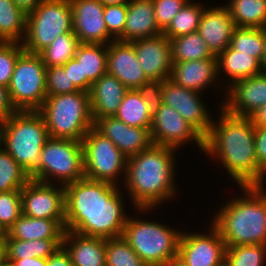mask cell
Here are the masks:
<instances>
[{"label":"cell","instance_id":"cell-21","mask_svg":"<svg viewBox=\"0 0 266 266\" xmlns=\"http://www.w3.org/2000/svg\"><path fill=\"white\" fill-rule=\"evenodd\" d=\"M236 25L224 5L204 9L197 32L206 42L214 56H218L230 46Z\"/></svg>","mask_w":266,"mask_h":266},{"label":"cell","instance_id":"cell-23","mask_svg":"<svg viewBox=\"0 0 266 266\" xmlns=\"http://www.w3.org/2000/svg\"><path fill=\"white\" fill-rule=\"evenodd\" d=\"M172 63L170 79L186 89L201 93L217 80V56Z\"/></svg>","mask_w":266,"mask_h":266},{"label":"cell","instance_id":"cell-49","mask_svg":"<svg viewBox=\"0 0 266 266\" xmlns=\"http://www.w3.org/2000/svg\"><path fill=\"white\" fill-rule=\"evenodd\" d=\"M248 117L254 127H266V104L257 108Z\"/></svg>","mask_w":266,"mask_h":266},{"label":"cell","instance_id":"cell-32","mask_svg":"<svg viewBox=\"0 0 266 266\" xmlns=\"http://www.w3.org/2000/svg\"><path fill=\"white\" fill-rule=\"evenodd\" d=\"M229 3L226 7L236 27H266V0H230Z\"/></svg>","mask_w":266,"mask_h":266},{"label":"cell","instance_id":"cell-46","mask_svg":"<svg viewBox=\"0 0 266 266\" xmlns=\"http://www.w3.org/2000/svg\"><path fill=\"white\" fill-rule=\"evenodd\" d=\"M64 69L68 72L70 81H73L75 87L86 92V77H82V70L79 61L74 57L68 60L64 65Z\"/></svg>","mask_w":266,"mask_h":266},{"label":"cell","instance_id":"cell-51","mask_svg":"<svg viewBox=\"0 0 266 266\" xmlns=\"http://www.w3.org/2000/svg\"><path fill=\"white\" fill-rule=\"evenodd\" d=\"M43 0H13L26 14L32 12Z\"/></svg>","mask_w":266,"mask_h":266},{"label":"cell","instance_id":"cell-58","mask_svg":"<svg viewBox=\"0 0 266 266\" xmlns=\"http://www.w3.org/2000/svg\"><path fill=\"white\" fill-rule=\"evenodd\" d=\"M0 237H6V231L0 225Z\"/></svg>","mask_w":266,"mask_h":266},{"label":"cell","instance_id":"cell-53","mask_svg":"<svg viewBox=\"0 0 266 266\" xmlns=\"http://www.w3.org/2000/svg\"><path fill=\"white\" fill-rule=\"evenodd\" d=\"M102 5L128 4L131 0H98Z\"/></svg>","mask_w":266,"mask_h":266},{"label":"cell","instance_id":"cell-44","mask_svg":"<svg viewBox=\"0 0 266 266\" xmlns=\"http://www.w3.org/2000/svg\"><path fill=\"white\" fill-rule=\"evenodd\" d=\"M189 0H152L155 20L163 31Z\"/></svg>","mask_w":266,"mask_h":266},{"label":"cell","instance_id":"cell-41","mask_svg":"<svg viewBox=\"0 0 266 266\" xmlns=\"http://www.w3.org/2000/svg\"><path fill=\"white\" fill-rule=\"evenodd\" d=\"M24 51L22 43L0 41V85L8 88L16 61Z\"/></svg>","mask_w":266,"mask_h":266},{"label":"cell","instance_id":"cell-16","mask_svg":"<svg viewBox=\"0 0 266 266\" xmlns=\"http://www.w3.org/2000/svg\"><path fill=\"white\" fill-rule=\"evenodd\" d=\"M107 73L129 90L154 88L146 78L131 42L113 40L107 44Z\"/></svg>","mask_w":266,"mask_h":266},{"label":"cell","instance_id":"cell-39","mask_svg":"<svg viewBox=\"0 0 266 266\" xmlns=\"http://www.w3.org/2000/svg\"><path fill=\"white\" fill-rule=\"evenodd\" d=\"M225 260L230 266H263L266 245L247 244L226 248Z\"/></svg>","mask_w":266,"mask_h":266},{"label":"cell","instance_id":"cell-20","mask_svg":"<svg viewBox=\"0 0 266 266\" xmlns=\"http://www.w3.org/2000/svg\"><path fill=\"white\" fill-rule=\"evenodd\" d=\"M94 128L109 138L127 158L152 145L150 131L147 128L129 126L114 116L97 119Z\"/></svg>","mask_w":266,"mask_h":266},{"label":"cell","instance_id":"cell-47","mask_svg":"<svg viewBox=\"0 0 266 266\" xmlns=\"http://www.w3.org/2000/svg\"><path fill=\"white\" fill-rule=\"evenodd\" d=\"M47 266H73V264L68 252L61 246L47 258Z\"/></svg>","mask_w":266,"mask_h":266},{"label":"cell","instance_id":"cell-11","mask_svg":"<svg viewBox=\"0 0 266 266\" xmlns=\"http://www.w3.org/2000/svg\"><path fill=\"white\" fill-rule=\"evenodd\" d=\"M82 146L85 178L117 185V177L126 172L127 157L94 127L82 139Z\"/></svg>","mask_w":266,"mask_h":266},{"label":"cell","instance_id":"cell-37","mask_svg":"<svg viewBox=\"0 0 266 266\" xmlns=\"http://www.w3.org/2000/svg\"><path fill=\"white\" fill-rule=\"evenodd\" d=\"M29 174L4 149H0V192L21 190L29 181Z\"/></svg>","mask_w":266,"mask_h":266},{"label":"cell","instance_id":"cell-4","mask_svg":"<svg viewBox=\"0 0 266 266\" xmlns=\"http://www.w3.org/2000/svg\"><path fill=\"white\" fill-rule=\"evenodd\" d=\"M244 196L232 198L214 215L212 225L226 247L266 245V191L264 185L240 186Z\"/></svg>","mask_w":266,"mask_h":266},{"label":"cell","instance_id":"cell-54","mask_svg":"<svg viewBox=\"0 0 266 266\" xmlns=\"http://www.w3.org/2000/svg\"><path fill=\"white\" fill-rule=\"evenodd\" d=\"M5 257V237H0V261Z\"/></svg>","mask_w":266,"mask_h":266},{"label":"cell","instance_id":"cell-38","mask_svg":"<svg viewBox=\"0 0 266 266\" xmlns=\"http://www.w3.org/2000/svg\"><path fill=\"white\" fill-rule=\"evenodd\" d=\"M106 266H148L121 237L106 239Z\"/></svg>","mask_w":266,"mask_h":266},{"label":"cell","instance_id":"cell-43","mask_svg":"<svg viewBox=\"0 0 266 266\" xmlns=\"http://www.w3.org/2000/svg\"><path fill=\"white\" fill-rule=\"evenodd\" d=\"M103 15L108 34L111 38L124 42L127 4L104 5Z\"/></svg>","mask_w":266,"mask_h":266},{"label":"cell","instance_id":"cell-27","mask_svg":"<svg viewBox=\"0 0 266 266\" xmlns=\"http://www.w3.org/2000/svg\"><path fill=\"white\" fill-rule=\"evenodd\" d=\"M65 219L31 218L22 214L7 230L5 238L21 240L63 239Z\"/></svg>","mask_w":266,"mask_h":266},{"label":"cell","instance_id":"cell-8","mask_svg":"<svg viewBox=\"0 0 266 266\" xmlns=\"http://www.w3.org/2000/svg\"><path fill=\"white\" fill-rule=\"evenodd\" d=\"M31 180L51 184L50 178L63 186L85 177L82 141L49 137L40 153L38 167Z\"/></svg>","mask_w":266,"mask_h":266},{"label":"cell","instance_id":"cell-2","mask_svg":"<svg viewBox=\"0 0 266 266\" xmlns=\"http://www.w3.org/2000/svg\"><path fill=\"white\" fill-rule=\"evenodd\" d=\"M204 137V152L216 156L239 186L263 185L266 174L257 163L254 126L249 117L229 114L221 109ZM219 157V158H218Z\"/></svg>","mask_w":266,"mask_h":266},{"label":"cell","instance_id":"cell-52","mask_svg":"<svg viewBox=\"0 0 266 266\" xmlns=\"http://www.w3.org/2000/svg\"><path fill=\"white\" fill-rule=\"evenodd\" d=\"M163 266H188L185 261L179 256L170 258Z\"/></svg>","mask_w":266,"mask_h":266},{"label":"cell","instance_id":"cell-1","mask_svg":"<svg viewBox=\"0 0 266 266\" xmlns=\"http://www.w3.org/2000/svg\"><path fill=\"white\" fill-rule=\"evenodd\" d=\"M119 190L117 185L85 177L67 184L65 230L104 239L121 237L128 216Z\"/></svg>","mask_w":266,"mask_h":266},{"label":"cell","instance_id":"cell-28","mask_svg":"<svg viewBox=\"0 0 266 266\" xmlns=\"http://www.w3.org/2000/svg\"><path fill=\"white\" fill-rule=\"evenodd\" d=\"M221 70L230 77V85L263 72L261 63L255 57L236 51L230 46L217 56V75Z\"/></svg>","mask_w":266,"mask_h":266},{"label":"cell","instance_id":"cell-17","mask_svg":"<svg viewBox=\"0 0 266 266\" xmlns=\"http://www.w3.org/2000/svg\"><path fill=\"white\" fill-rule=\"evenodd\" d=\"M146 78L153 84L169 79L172 72L171 47L163 34L131 41Z\"/></svg>","mask_w":266,"mask_h":266},{"label":"cell","instance_id":"cell-33","mask_svg":"<svg viewBox=\"0 0 266 266\" xmlns=\"http://www.w3.org/2000/svg\"><path fill=\"white\" fill-rule=\"evenodd\" d=\"M169 42L172 62L192 61L214 57L208 49L206 42L197 31L169 39Z\"/></svg>","mask_w":266,"mask_h":266},{"label":"cell","instance_id":"cell-13","mask_svg":"<svg viewBox=\"0 0 266 266\" xmlns=\"http://www.w3.org/2000/svg\"><path fill=\"white\" fill-rule=\"evenodd\" d=\"M154 91L159 102L174 108L203 137L209 133L213 121L199 92L177 85L170 78L155 84Z\"/></svg>","mask_w":266,"mask_h":266},{"label":"cell","instance_id":"cell-12","mask_svg":"<svg viewBox=\"0 0 266 266\" xmlns=\"http://www.w3.org/2000/svg\"><path fill=\"white\" fill-rule=\"evenodd\" d=\"M150 135L153 145L176 149L193 140L204 151V137L174 108L155 99Z\"/></svg>","mask_w":266,"mask_h":266},{"label":"cell","instance_id":"cell-59","mask_svg":"<svg viewBox=\"0 0 266 266\" xmlns=\"http://www.w3.org/2000/svg\"><path fill=\"white\" fill-rule=\"evenodd\" d=\"M219 266H230L226 260H224Z\"/></svg>","mask_w":266,"mask_h":266},{"label":"cell","instance_id":"cell-10","mask_svg":"<svg viewBox=\"0 0 266 266\" xmlns=\"http://www.w3.org/2000/svg\"><path fill=\"white\" fill-rule=\"evenodd\" d=\"M8 95L15 111H38L47 97L46 66L40 54L23 51L18 57Z\"/></svg>","mask_w":266,"mask_h":266},{"label":"cell","instance_id":"cell-5","mask_svg":"<svg viewBox=\"0 0 266 266\" xmlns=\"http://www.w3.org/2000/svg\"><path fill=\"white\" fill-rule=\"evenodd\" d=\"M38 112L42 115L51 138L82 141L94 127L89 92L47 96Z\"/></svg>","mask_w":266,"mask_h":266},{"label":"cell","instance_id":"cell-7","mask_svg":"<svg viewBox=\"0 0 266 266\" xmlns=\"http://www.w3.org/2000/svg\"><path fill=\"white\" fill-rule=\"evenodd\" d=\"M181 234L157 222L128 217L122 236L148 266H163L178 255Z\"/></svg>","mask_w":266,"mask_h":266},{"label":"cell","instance_id":"cell-35","mask_svg":"<svg viewBox=\"0 0 266 266\" xmlns=\"http://www.w3.org/2000/svg\"><path fill=\"white\" fill-rule=\"evenodd\" d=\"M80 42L74 32L59 35L51 44L39 54L46 68L63 66L68 60L74 58Z\"/></svg>","mask_w":266,"mask_h":266},{"label":"cell","instance_id":"cell-18","mask_svg":"<svg viewBox=\"0 0 266 266\" xmlns=\"http://www.w3.org/2000/svg\"><path fill=\"white\" fill-rule=\"evenodd\" d=\"M69 1L72 10L73 32L80 43L106 45L114 40L110 38L104 21V5L98 0Z\"/></svg>","mask_w":266,"mask_h":266},{"label":"cell","instance_id":"cell-40","mask_svg":"<svg viewBox=\"0 0 266 266\" xmlns=\"http://www.w3.org/2000/svg\"><path fill=\"white\" fill-rule=\"evenodd\" d=\"M22 215L21 190L0 192V225L7 230Z\"/></svg>","mask_w":266,"mask_h":266},{"label":"cell","instance_id":"cell-48","mask_svg":"<svg viewBox=\"0 0 266 266\" xmlns=\"http://www.w3.org/2000/svg\"><path fill=\"white\" fill-rule=\"evenodd\" d=\"M14 112L15 109L10 102L8 89L0 85V121H5Z\"/></svg>","mask_w":266,"mask_h":266},{"label":"cell","instance_id":"cell-55","mask_svg":"<svg viewBox=\"0 0 266 266\" xmlns=\"http://www.w3.org/2000/svg\"><path fill=\"white\" fill-rule=\"evenodd\" d=\"M261 67L264 72H266V27H265V46H264V54L261 61Z\"/></svg>","mask_w":266,"mask_h":266},{"label":"cell","instance_id":"cell-50","mask_svg":"<svg viewBox=\"0 0 266 266\" xmlns=\"http://www.w3.org/2000/svg\"><path fill=\"white\" fill-rule=\"evenodd\" d=\"M14 266H47V259L42 258H23L20 260H9Z\"/></svg>","mask_w":266,"mask_h":266},{"label":"cell","instance_id":"cell-29","mask_svg":"<svg viewBox=\"0 0 266 266\" xmlns=\"http://www.w3.org/2000/svg\"><path fill=\"white\" fill-rule=\"evenodd\" d=\"M81 65L82 77H86V92L103 74L107 73V45L80 43L74 56Z\"/></svg>","mask_w":266,"mask_h":266},{"label":"cell","instance_id":"cell-36","mask_svg":"<svg viewBox=\"0 0 266 266\" xmlns=\"http://www.w3.org/2000/svg\"><path fill=\"white\" fill-rule=\"evenodd\" d=\"M265 28L236 27L230 41V47L241 53L250 54L260 63L264 54Z\"/></svg>","mask_w":266,"mask_h":266},{"label":"cell","instance_id":"cell-24","mask_svg":"<svg viewBox=\"0 0 266 266\" xmlns=\"http://www.w3.org/2000/svg\"><path fill=\"white\" fill-rule=\"evenodd\" d=\"M155 99L154 88L128 90L114 117L129 126L150 131Z\"/></svg>","mask_w":266,"mask_h":266},{"label":"cell","instance_id":"cell-19","mask_svg":"<svg viewBox=\"0 0 266 266\" xmlns=\"http://www.w3.org/2000/svg\"><path fill=\"white\" fill-rule=\"evenodd\" d=\"M227 90V101L221 107L229 114L248 117L266 104V72L238 80L229 85Z\"/></svg>","mask_w":266,"mask_h":266},{"label":"cell","instance_id":"cell-22","mask_svg":"<svg viewBox=\"0 0 266 266\" xmlns=\"http://www.w3.org/2000/svg\"><path fill=\"white\" fill-rule=\"evenodd\" d=\"M128 90L124 84L109 73L103 74L93 83L89 91L93 122L104 117L115 116Z\"/></svg>","mask_w":266,"mask_h":266},{"label":"cell","instance_id":"cell-3","mask_svg":"<svg viewBox=\"0 0 266 266\" xmlns=\"http://www.w3.org/2000/svg\"><path fill=\"white\" fill-rule=\"evenodd\" d=\"M175 151L171 147L152 144L127 158L123 179L136 209L145 212L173 198L176 192Z\"/></svg>","mask_w":266,"mask_h":266},{"label":"cell","instance_id":"cell-42","mask_svg":"<svg viewBox=\"0 0 266 266\" xmlns=\"http://www.w3.org/2000/svg\"><path fill=\"white\" fill-rule=\"evenodd\" d=\"M79 91L73 81H70L68 72L63 66L46 68V93L47 96L70 94Z\"/></svg>","mask_w":266,"mask_h":266},{"label":"cell","instance_id":"cell-14","mask_svg":"<svg viewBox=\"0 0 266 266\" xmlns=\"http://www.w3.org/2000/svg\"><path fill=\"white\" fill-rule=\"evenodd\" d=\"M30 180L21 189L22 214L31 218L65 219V186Z\"/></svg>","mask_w":266,"mask_h":266},{"label":"cell","instance_id":"cell-34","mask_svg":"<svg viewBox=\"0 0 266 266\" xmlns=\"http://www.w3.org/2000/svg\"><path fill=\"white\" fill-rule=\"evenodd\" d=\"M205 7L189 1L162 31L168 38L173 39L196 32Z\"/></svg>","mask_w":266,"mask_h":266},{"label":"cell","instance_id":"cell-26","mask_svg":"<svg viewBox=\"0 0 266 266\" xmlns=\"http://www.w3.org/2000/svg\"><path fill=\"white\" fill-rule=\"evenodd\" d=\"M161 33L162 30L155 20L152 0H131L127 4L124 42L153 37Z\"/></svg>","mask_w":266,"mask_h":266},{"label":"cell","instance_id":"cell-31","mask_svg":"<svg viewBox=\"0 0 266 266\" xmlns=\"http://www.w3.org/2000/svg\"><path fill=\"white\" fill-rule=\"evenodd\" d=\"M27 14L13 0H0V41L22 43L26 34Z\"/></svg>","mask_w":266,"mask_h":266},{"label":"cell","instance_id":"cell-57","mask_svg":"<svg viewBox=\"0 0 266 266\" xmlns=\"http://www.w3.org/2000/svg\"><path fill=\"white\" fill-rule=\"evenodd\" d=\"M2 139H3V121H0V144L2 145ZM0 145V149L2 148Z\"/></svg>","mask_w":266,"mask_h":266},{"label":"cell","instance_id":"cell-30","mask_svg":"<svg viewBox=\"0 0 266 266\" xmlns=\"http://www.w3.org/2000/svg\"><path fill=\"white\" fill-rule=\"evenodd\" d=\"M62 242L63 239H34L25 241L5 238V257L8 260H20L30 257L47 259L62 246Z\"/></svg>","mask_w":266,"mask_h":266},{"label":"cell","instance_id":"cell-9","mask_svg":"<svg viewBox=\"0 0 266 266\" xmlns=\"http://www.w3.org/2000/svg\"><path fill=\"white\" fill-rule=\"evenodd\" d=\"M72 10L69 0H43L27 14L23 49L39 54L59 35L73 32Z\"/></svg>","mask_w":266,"mask_h":266},{"label":"cell","instance_id":"cell-15","mask_svg":"<svg viewBox=\"0 0 266 266\" xmlns=\"http://www.w3.org/2000/svg\"><path fill=\"white\" fill-rule=\"evenodd\" d=\"M208 234H181L178 255L188 266H219L225 260L226 245L211 224Z\"/></svg>","mask_w":266,"mask_h":266},{"label":"cell","instance_id":"cell-45","mask_svg":"<svg viewBox=\"0 0 266 266\" xmlns=\"http://www.w3.org/2000/svg\"><path fill=\"white\" fill-rule=\"evenodd\" d=\"M254 139L258 166L266 173V127H254Z\"/></svg>","mask_w":266,"mask_h":266},{"label":"cell","instance_id":"cell-6","mask_svg":"<svg viewBox=\"0 0 266 266\" xmlns=\"http://www.w3.org/2000/svg\"><path fill=\"white\" fill-rule=\"evenodd\" d=\"M48 138L45 121L38 111H15L3 121V148L29 175L38 167Z\"/></svg>","mask_w":266,"mask_h":266},{"label":"cell","instance_id":"cell-56","mask_svg":"<svg viewBox=\"0 0 266 266\" xmlns=\"http://www.w3.org/2000/svg\"><path fill=\"white\" fill-rule=\"evenodd\" d=\"M0 266H14V264L12 262H10L6 257H4L0 261Z\"/></svg>","mask_w":266,"mask_h":266},{"label":"cell","instance_id":"cell-25","mask_svg":"<svg viewBox=\"0 0 266 266\" xmlns=\"http://www.w3.org/2000/svg\"><path fill=\"white\" fill-rule=\"evenodd\" d=\"M62 246L73 266H106V239L65 230ZM69 246V247H68Z\"/></svg>","mask_w":266,"mask_h":266}]
</instances>
